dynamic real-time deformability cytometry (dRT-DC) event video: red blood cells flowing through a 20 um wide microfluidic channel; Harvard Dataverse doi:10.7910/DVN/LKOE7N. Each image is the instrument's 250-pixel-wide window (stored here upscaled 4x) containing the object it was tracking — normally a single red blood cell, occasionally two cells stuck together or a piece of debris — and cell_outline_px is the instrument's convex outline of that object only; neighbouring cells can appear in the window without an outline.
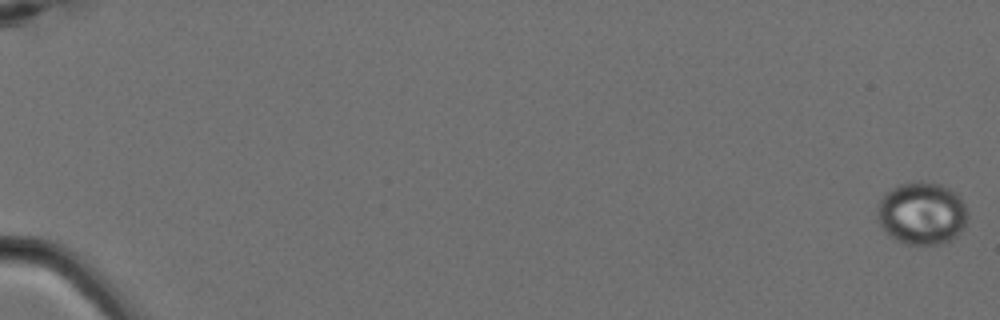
{"species": "Egyptian fruit bat (a non-hibernating species)", "species_latin": "Rousettus aegyptiacus", "temperature_condition": "cold", "stored_images_in_passage": 7, "camera_frame_rate_fps": 3000, "um_per_image_px": 0.085, "animal": {"sex": "female"}, "frame": {"image": 1, "passage_image": 1, "time_ms": 0.0, "image_size_px": [1000, 320], "cell_outline_px": [[968, 216], [960, 232], [952, 240], [944, 244], [904, 244], [896, 240], [884, 232], [876, 216], [876, 212], [880, 200], [892, 188], [900, 184], [916, 180], [940, 184], [948, 188], [960, 196], [968, 212]], "centroid_in_image_um": [78.35, 18.14], "position_along_channel_um": 6.6, "area_um2": 33.18}}
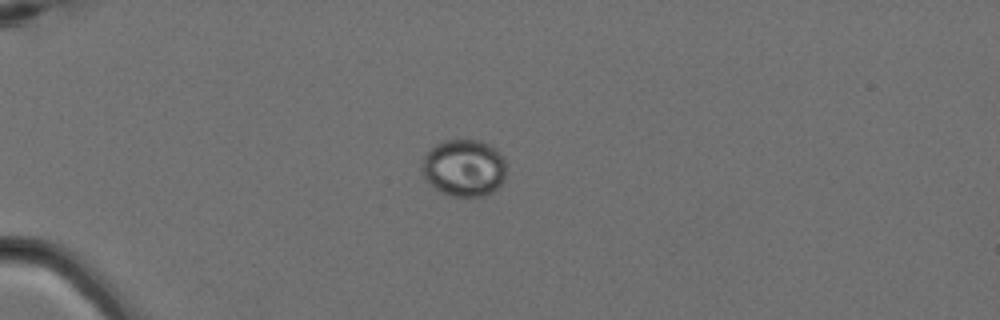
{"frame": {"image": 2, "passage_image": 5, "time_ms": 1.333, "image_size_px": [1000, 320], "cell_outline_px": [[504, 180], [492, 192], [484, 196], [448, 196], [440, 192], [424, 180], [420, 168], [424, 156], [436, 144], [444, 140], [480, 140], [496, 148], [500, 152], [504, 160]], "centroid_in_image_um": [39.4, 14.28], "position_along_channel_um": 45.6, "area_um2": 28.26}}
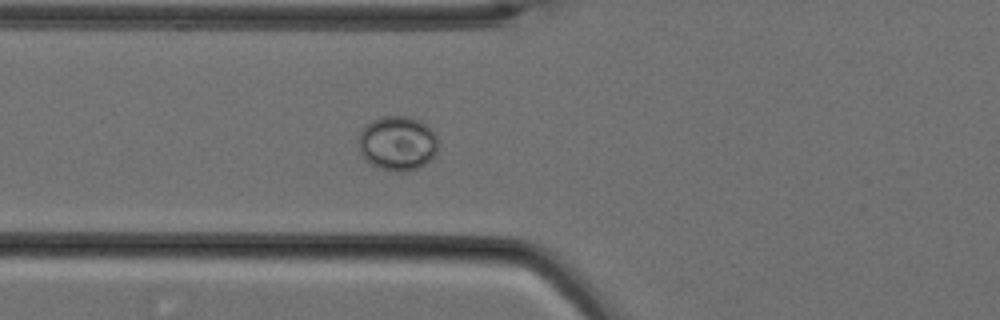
{"frame": {"image": 3, "passage_image": 7, "time_ms": 2.0, "image_size_px": [1000, 320], "cell_outline_px": [[436, 152], [424, 164], [416, 168], [404, 172], [400, 172], [380, 168], [364, 160], [356, 144], [356, 140], [360, 132], [372, 120], [380, 116], [408, 116], [420, 120], [436, 136]], "centroid_in_image_um": [33.71, 12.17], "position_along_channel_um": 92.1, "area_um2": 25.14}}